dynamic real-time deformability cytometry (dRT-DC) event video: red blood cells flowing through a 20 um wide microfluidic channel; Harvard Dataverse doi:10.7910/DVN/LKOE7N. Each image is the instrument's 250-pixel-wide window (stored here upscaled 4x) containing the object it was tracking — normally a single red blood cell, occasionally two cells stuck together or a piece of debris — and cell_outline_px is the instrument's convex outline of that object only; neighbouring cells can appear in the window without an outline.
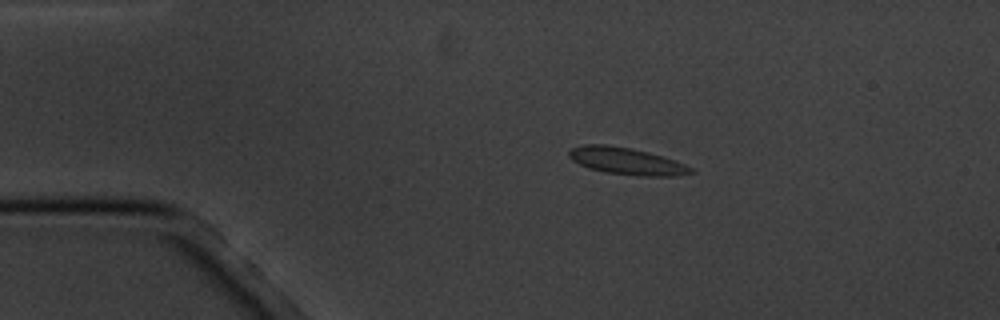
{"species": "common noctule bat (a hibernating species)", "species_latin": "Nyctalus noctula", "temperature_condition": "cold", "stored_images_in_passage": 5, "camera_frame_rate_fps": 3000, "um_per_image_px": 0.085, "animal": {"sex": "male", "body_mass_g": 20.1, "forearm_length_mm": 53.5}, "frame": {"image": 1, "passage_image": 2, "time_ms": 1.333, "image_size_px": [1000, 320], "cell_outline_px": [[696, 172], [676, 176], [640, 176], [604, 172], [588, 168], [572, 160], [568, 156], [568, 152], [572, 148], [584, 144], [604, 144], [628, 148], [648, 152], [676, 160], [692, 168]], "centroid_in_image_um": [53.26, 13.7], "position_along_channel_um": 31.7, "area_um2": 19.13}}
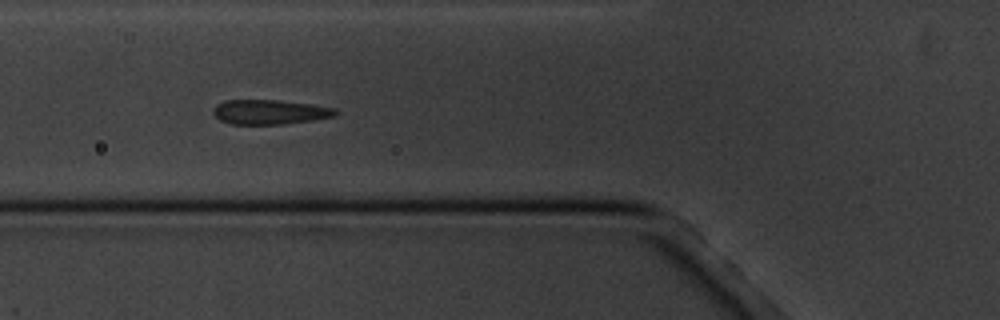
{"frame": {"image": 2, "passage_image": 5, "time_ms": 4.667, "image_size_px": [1000, 320], "cell_outline_px": [[336, 116], [312, 120], [284, 124], [232, 124], [220, 120], [212, 112], [212, 108], [216, 104], [224, 100], [276, 100], [308, 104], [336, 108]], "centroid_in_image_um": [22.88, 9.52], "position_along_channel_um": 102.9, "area_um2": 17.46}}